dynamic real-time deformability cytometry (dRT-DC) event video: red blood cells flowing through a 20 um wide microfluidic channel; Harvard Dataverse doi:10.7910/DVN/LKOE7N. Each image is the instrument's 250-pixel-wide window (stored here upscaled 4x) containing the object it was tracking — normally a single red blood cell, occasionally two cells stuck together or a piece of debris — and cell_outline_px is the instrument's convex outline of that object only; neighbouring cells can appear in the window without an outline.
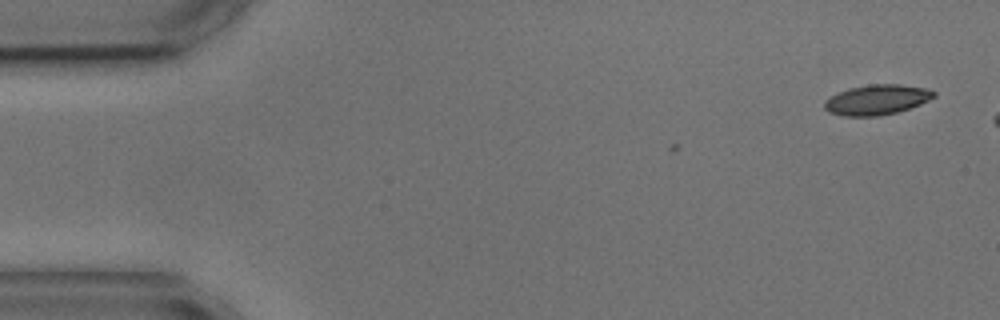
{"species": "common noctule bat (a hibernating species)", "species_latin": "Nyctalus noctula", "temperature_condition": "cold", "stored_images_in_passage": 2, "camera_frame_rate_fps": 3000, "um_per_image_px": 0.085, "animal": {"sex": "male", "body_mass_g": 17.9, "forearm_length_mm": 54.2}, "frame": {"image": 1, "passage_image": 2, "time_ms": 1.333, "image_size_px": [1000, 320], "cell_outline_px": [[936, 96], [920, 104], [896, 112], [880, 116], [844, 116], [828, 112], [824, 108], [824, 100], [840, 92], [852, 88], [868, 84], [900, 84], [924, 88], [936, 92]], "centroid_in_image_um": [74.52, 8.48], "position_along_channel_um": 10.5, "area_um2": 19.02}}